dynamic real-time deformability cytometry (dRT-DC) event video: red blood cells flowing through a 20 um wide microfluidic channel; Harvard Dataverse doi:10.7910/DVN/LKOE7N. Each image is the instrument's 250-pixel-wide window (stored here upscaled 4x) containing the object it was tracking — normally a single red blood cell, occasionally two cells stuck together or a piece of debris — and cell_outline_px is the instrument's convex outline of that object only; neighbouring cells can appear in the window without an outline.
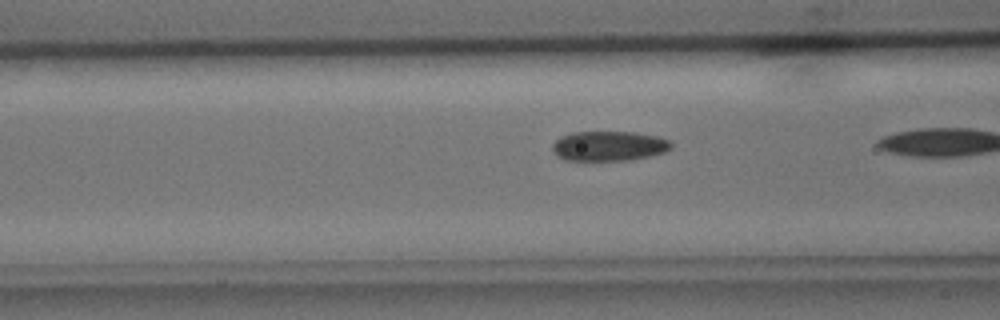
{"species": "common noctule bat (a hibernating species)", "species_latin": "Nyctalus noctula", "temperature_condition": "cold", "stored_images_in_passage": 8, "camera_frame_rate_fps": 3000, "um_per_image_px": 0.085, "animal": {"sex": "male", "body_mass_g": 15.6}, "frame": {"image": 1, "passage_image": 7, "time_ms": 2.0, "image_size_px": [1000, 320], "cell_outline_px": [[672, 148], [664, 152], [648, 156], [628, 160], [564, 160], [556, 156], [552, 148], [552, 144], [560, 136], [572, 132], [632, 132], [656, 136], [668, 140], [672, 144]], "centroid_in_image_um": [51.72, 12.41], "position_along_channel_um": 114.9, "area_um2": 20.58}}